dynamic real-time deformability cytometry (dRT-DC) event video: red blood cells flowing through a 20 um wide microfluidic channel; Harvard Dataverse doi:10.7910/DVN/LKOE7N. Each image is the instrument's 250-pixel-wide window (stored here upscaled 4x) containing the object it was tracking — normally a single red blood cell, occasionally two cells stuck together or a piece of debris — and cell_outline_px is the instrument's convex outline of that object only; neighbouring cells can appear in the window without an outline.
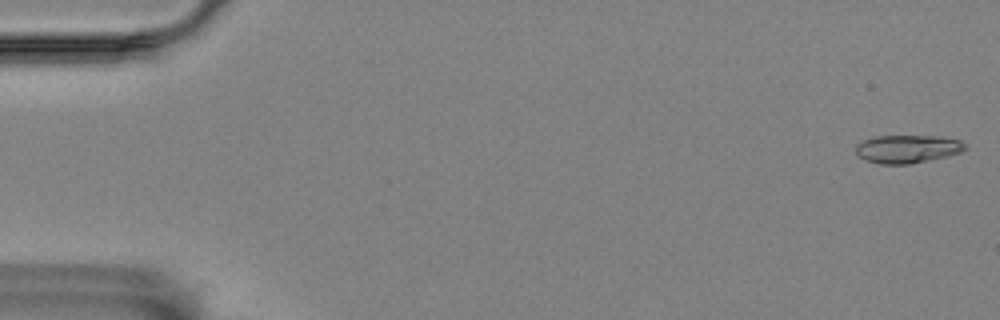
{"species": "Egyptian fruit bat (a non-hibernating species)", "species_latin": "Rousettus aegyptiacus", "temperature_condition": "room temperature", "stored_images_in_passage": 56, "camera_frame_rate_fps": 3000, "um_per_image_px": 0.085, "animal": {"sex": "female"}, "frame": {"image": 1, "passage_image": 1, "time_ms": 0.0, "image_size_px": [1000, 320], "cell_outline_px": [[968, 148], [960, 152], [948, 156], [908, 164], [880, 164], [864, 160], [856, 156], [856, 144], [864, 140], [876, 136], [932, 136], [960, 140], [968, 144]], "centroid_in_image_um": [77.12, 12.66], "position_along_channel_um": 7.9, "area_um2": 17.98}}
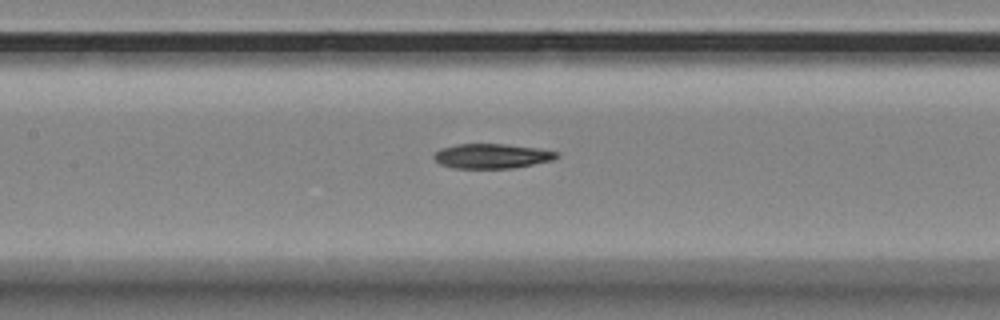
{"frame": {"image": 2, "passage_image": 26, "time_ms": 8.333, "image_size_px": [1000, 320], "cell_outline_px": [[560, 156], [552, 160], [512, 168], [452, 168], [440, 164], [432, 156], [440, 148], [456, 144], [504, 144], [540, 148], [560, 152]], "centroid_in_image_um": [41.82, 13.26], "position_along_channel_um": 165.6, "area_um2": 17.74}}
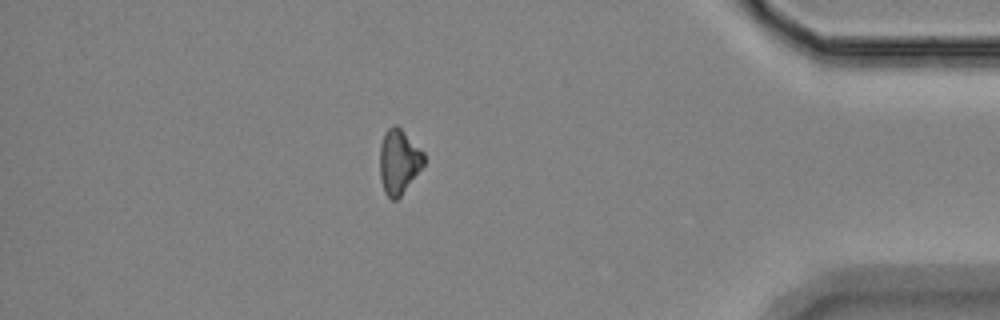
{"frame": {"image": 3, "passage_image": 49, "time_ms": 16.0, "image_size_px": [1000, 320], "cell_outline_px": [[424, 164], [400, 196], [396, 200], [392, 200], [384, 192], [380, 180], [380, 144], [384, 132], [392, 124], [396, 124], [424, 152]], "centroid_in_image_um": [33.87, 13.72], "position_along_channel_um": 401.3, "area_um2": 16.53}, "authors_computed_cell_mechanics": {"area_um2": 17.8024, "velocity_mm_per_s": 3.5496, "shape_relaxation_time_tau1_ms": 7.5562, "shape_relaxation_time_tau2_ms": null, "deformation_change_tau1": 0.1529, "deformation_change_tau2": null}}